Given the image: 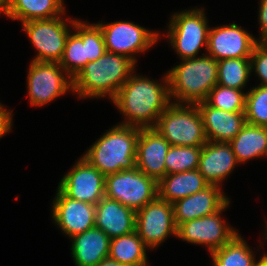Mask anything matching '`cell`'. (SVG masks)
<instances>
[{
    "label": "cell",
    "instance_id": "obj_1",
    "mask_svg": "<svg viewBox=\"0 0 267 266\" xmlns=\"http://www.w3.org/2000/svg\"><path fill=\"white\" fill-rule=\"evenodd\" d=\"M112 102L125 116L120 124L154 128L162 112L172 103L168 74L158 83L132 73Z\"/></svg>",
    "mask_w": 267,
    "mask_h": 266
},
{
    "label": "cell",
    "instance_id": "obj_2",
    "mask_svg": "<svg viewBox=\"0 0 267 266\" xmlns=\"http://www.w3.org/2000/svg\"><path fill=\"white\" fill-rule=\"evenodd\" d=\"M136 63L125 55L105 52L96 61L88 62L73 78V92L79 98H101L111 101L134 73Z\"/></svg>",
    "mask_w": 267,
    "mask_h": 266
},
{
    "label": "cell",
    "instance_id": "obj_3",
    "mask_svg": "<svg viewBox=\"0 0 267 266\" xmlns=\"http://www.w3.org/2000/svg\"><path fill=\"white\" fill-rule=\"evenodd\" d=\"M140 129L130 125H114L82 157L105 176L134 169Z\"/></svg>",
    "mask_w": 267,
    "mask_h": 266
},
{
    "label": "cell",
    "instance_id": "obj_4",
    "mask_svg": "<svg viewBox=\"0 0 267 266\" xmlns=\"http://www.w3.org/2000/svg\"><path fill=\"white\" fill-rule=\"evenodd\" d=\"M181 61L167 72L170 97L176 100L172 102L197 104L206 101L210 90L217 84L218 61L206 53Z\"/></svg>",
    "mask_w": 267,
    "mask_h": 266
},
{
    "label": "cell",
    "instance_id": "obj_5",
    "mask_svg": "<svg viewBox=\"0 0 267 266\" xmlns=\"http://www.w3.org/2000/svg\"><path fill=\"white\" fill-rule=\"evenodd\" d=\"M154 128L173 146H203L207 142L196 104L172 102L162 112Z\"/></svg>",
    "mask_w": 267,
    "mask_h": 266
},
{
    "label": "cell",
    "instance_id": "obj_6",
    "mask_svg": "<svg viewBox=\"0 0 267 266\" xmlns=\"http://www.w3.org/2000/svg\"><path fill=\"white\" fill-rule=\"evenodd\" d=\"M204 13L203 8H195L171 16L166 34L172 48L182 60L198 57L201 47L207 50L210 27Z\"/></svg>",
    "mask_w": 267,
    "mask_h": 266
},
{
    "label": "cell",
    "instance_id": "obj_7",
    "mask_svg": "<svg viewBox=\"0 0 267 266\" xmlns=\"http://www.w3.org/2000/svg\"><path fill=\"white\" fill-rule=\"evenodd\" d=\"M105 197L135 212L158 197V182L137 167L105 176Z\"/></svg>",
    "mask_w": 267,
    "mask_h": 266
},
{
    "label": "cell",
    "instance_id": "obj_8",
    "mask_svg": "<svg viewBox=\"0 0 267 266\" xmlns=\"http://www.w3.org/2000/svg\"><path fill=\"white\" fill-rule=\"evenodd\" d=\"M64 71L58 62L32 61L27 74L29 103L40 107L73 90V78Z\"/></svg>",
    "mask_w": 267,
    "mask_h": 266
},
{
    "label": "cell",
    "instance_id": "obj_9",
    "mask_svg": "<svg viewBox=\"0 0 267 266\" xmlns=\"http://www.w3.org/2000/svg\"><path fill=\"white\" fill-rule=\"evenodd\" d=\"M69 21L75 19H68L66 22L59 16L22 23V28L38 53L32 61L60 62L71 30L67 24Z\"/></svg>",
    "mask_w": 267,
    "mask_h": 266
},
{
    "label": "cell",
    "instance_id": "obj_10",
    "mask_svg": "<svg viewBox=\"0 0 267 266\" xmlns=\"http://www.w3.org/2000/svg\"><path fill=\"white\" fill-rule=\"evenodd\" d=\"M103 34L106 51L110 53L125 55L135 63L134 55L149 50L156 44L159 32L134 24L130 21H115L111 23H96Z\"/></svg>",
    "mask_w": 267,
    "mask_h": 266
},
{
    "label": "cell",
    "instance_id": "obj_11",
    "mask_svg": "<svg viewBox=\"0 0 267 266\" xmlns=\"http://www.w3.org/2000/svg\"><path fill=\"white\" fill-rule=\"evenodd\" d=\"M135 230L148 249L158 247L168 236H177L173 206L159 197L136 212Z\"/></svg>",
    "mask_w": 267,
    "mask_h": 266
},
{
    "label": "cell",
    "instance_id": "obj_12",
    "mask_svg": "<svg viewBox=\"0 0 267 266\" xmlns=\"http://www.w3.org/2000/svg\"><path fill=\"white\" fill-rule=\"evenodd\" d=\"M229 203L230 201L212 215L181 223L177 227L176 237L192 244L205 245L210 254L223 247L238 233L220 217Z\"/></svg>",
    "mask_w": 267,
    "mask_h": 266
},
{
    "label": "cell",
    "instance_id": "obj_13",
    "mask_svg": "<svg viewBox=\"0 0 267 266\" xmlns=\"http://www.w3.org/2000/svg\"><path fill=\"white\" fill-rule=\"evenodd\" d=\"M58 188L69 198L96 205L105 196V175L81 157Z\"/></svg>",
    "mask_w": 267,
    "mask_h": 266
},
{
    "label": "cell",
    "instance_id": "obj_14",
    "mask_svg": "<svg viewBox=\"0 0 267 266\" xmlns=\"http://www.w3.org/2000/svg\"><path fill=\"white\" fill-rule=\"evenodd\" d=\"M258 40L233 23L209 28L207 55L214 59L250 58Z\"/></svg>",
    "mask_w": 267,
    "mask_h": 266
},
{
    "label": "cell",
    "instance_id": "obj_15",
    "mask_svg": "<svg viewBox=\"0 0 267 266\" xmlns=\"http://www.w3.org/2000/svg\"><path fill=\"white\" fill-rule=\"evenodd\" d=\"M52 204V218L68 237L95 227L96 207L66 196L59 188Z\"/></svg>",
    "mask_w": 267,
    "mask_h": 266
},
{
    "label": "cell",
    "instance_id": "obj_16",
    "mask_svg": "<svg viewBox=\"0 0 267 266\" xmlns=\"http://www.w3.org/2000/svg\"><path fill=\"white\" fill-rule=\"evenodd\" d=\"M169 142L155 128H141L137 139L136 167L159 182L166 175Z\"/></svg>",
    "mask_w": 267,
    "mask_h": 266
},
{
    "label": "cell",
    "instance_id": "obj_17",
    "mask_svg": "<svg viewBox=\"0 0 267 266\" xmlns=\"http://www.w3.org/2000/svg\"><path fill=\"white\" fill-rule=\"evenodd\" d=\"M228 201L229 198L221 192V187L209 185L204 190L172 204L175 224L178 227L181 223L212 215Z\"/></svg>",
    "mask_w": 267,
    "mask_h": 266
},
{
    "label": "cell",
    "instance_id": "obj_18",
    "mask_svg": "<svg viewBox=\"0 0 267 266\" xmlns=\"http://www.w3.org/2000/svg\"><path fill=\"white\" fill-rule=\"evenodd\" d=\"M237 164L230 143L207 141L202 146L198 170L209 185L221 187Z\"/></svg>",
    "mask_w": 267,
    "mask_h": 266
},
{
    "label": "cell",
    "instance_id": "obj_19",
    "mask_svg": "<svg viewBox=\"0 0 267 266\" xmlns=\"http://www.w3.org/2000/svg\"><path fill=\"white\" fill-rule=\"evenodd\" d=\"M196 105L202 116L207 141L229 143L246 124L245 112L224 111L206 101Z\"/></svg>",
    "mask_w": 267,
    "mask_h": 266
},
{
    "label": "cell",
    "instance_id": "obj_20",
    "mask_svg": "<svg viewBox=\"0 0 267 266\" xmlns=\"http://www.w3.org/2000/svg\"><path fill=\"white\" fill-rule=\"evenodd\" d=\"M95 207V227L110 238L135 231L136 212L128 206L104 196Z\"/></svg>",
    "mask_w": 267,
    "mask_h": 266
},
{
    "label": "cell",
    "instance_id": "obj_21",
    "mask_svg": "<svg viewBox=\"0 0 267 266\" xmlns=\"http://www.w3.org/2000/svg\"><path fill=\"white\" fill-rule=\"evenodd\" d=\"M76 266H96L109 256L110 237L97 227L70 238Z\"/></svg>",
    "mask_w": 267,
    "mask_h": 266
},
{
    "label": "cell",
    "instance_id": "obj_22",
    "mask_svg": "<svg viewBox=\"0 0 267 266\" xmlns=\"http://www.w3.org/2000/svg\"><path fill=\"white\" fill-rule=\"evenodd\" d=\"M209 184L198 169L165 175L158 182V197L170 204L204 190Z\"/></svg>",
    "mask_w": 267,
    "mask_h": 266
},
{
    "label": "cell",
    "instance_id": "obj_23",
    "mask_svg": "<svg viewBox=\"0 0 267 266\" xmlns=\"http://www.w3.org/2000/svg\"><path fill=\"white\" fill-rule=\"evenodd\" d=\"M63 0H8L0 14L25 23L51 19L65 13Z\"/></svg>",
    "mask_w": 267,
    "mask_h": 266
},
{
    "label": "cell",
    "instance_id": "obj_24",
    "mask_svg": "<svg viewBox=\"0 0 267 266\" xmlns=\"http://www.w3.org/2000/svg\"><path fill=\"white\" fill-rule=\"evenodd\" d=\"M239 164L267 156V127L246 123L229 142Z\"/></svg>",
    "mask_w": 267,
    "mask_h": 266
},
{
    "label": "cell",
    "instance_id": "obj_25",
    "mask_svg": "<svg viewBox=\"0 0 267 266\" xmlns=\"http://www.w3.org/2000/svg\"><path fill=\"white\" fill-rule=\"evenodd\" d=\"M146 248L135 230L111 238L108 257L126 266H148Z\"/></svg>",
    "mask_w": 267,
    "mask_h": 266
},
{
    "label": "cell",
    "instance_id": "obj_26",
    "mask_svg": "<svg viewBox=\"0 0 267 266\" xmlns=\"http://www.w3.org/2000/svg\"><path fill=\"white\" fill-rule=\"evenodd\" d=\"M213 266H258L253 251L237 233L227 244L211 254Z\"/></svg>",
    "mask_w": 267,
    "mask_h": 266
},
{
    "label": "cell",
    "instance_id": "obj_27",
    "mask_svg": "<svg viewBox=\"0 0 267 266\" xmlns=\"http://www.w3.org/2000/svg\"><path fill=\"white\" fill-rule=\"evenodd\" d=\"M250 58H229L218 60L217 84L242 90L249 80Z\"/></svg>",
    "mask_w": 267,
    "mask_h": 266
},
{
    "label": "cell",
    "instance_id": "obj_28",
    "mask_svg": "<svg viewBox=\"0 0 267 266\" xmlns=\"http://www.w3.org/2000/svg\"><path fill=\"white\" fill-rule=\"evenodd\" d=\"M202 146L171 145L165 157L166 175L198 169Z\"/></svg>",
    "mask_w": 267,
    "mask_h": 266
},
{
    "label": "cell",
    "instance_id": "obj_29",
    "mask_svg": "<svg viewBox=\"0 0 267 266\" xmlns=\"http://www.w3.org/2000/svg\"><path fill=\"white\" fill-rule=\"evenodd\" d=\"M69 23L85 45L87 63L96 61L106 52L103 34L97 24H89L76 19Z\"/></svg>",
    "mask_w": 267,
    "mask_h": 266
},
{
    "label": "cell",
    "instance_id": "obj_30",
    "mask_svg": "<svg viewBox=\"0 0 267 266\" xmlns=\"http://www.w3.org/2000/svg\"><path fill=\"white\" fill-rule=\"evenodd\" d=\"M206 102L210 106L224 111L245 112L246 93L216 84L210 90Z\"/></svg>",
    "mask_w": 267,
    "mask_h": 266
},
{
    "label": "cell",
    "instance_id": "obj_31",
    "mask_svg": "<svg viewBox=\"0 0 267 266\" xmlns=\"http://www.w3.org/2000/svg\"><path fill=\"white\" fill-rule=\"evenodd\" d=\"M246 123L267 127V86L258 85L246 93Z\"/></svg>",
    "mask_w": 267,
    "mask_h": 266
},
{
    "label": "cell",
    "instance_id": "obj_32",
    "mask_svg": "<svg viewBox=\"0 0 267 266\" xmlns=\"http://www.w3.org/2000/svg\"><path fill=\"white\" fill-rule=\"evenodd\" d=\"M59 64L72 78L87 64L85 45L75 32L68 35Z\"/></svg>",
    "mask_w": 267,
    "mask_h": 266
},
{
    "label": "cell",
    "instance_id": "obj_33",
    "mask_svg": "<svg viewBox=\"0 0 267 266\" xmlns=\"http://www.w3.org/2000/svg\"><path fill=\"white\" fill-rule=\"evenodd\" d=\"M251 71L260 78V84L267 86V50L258 43L255 45L250 56Z\"/></svg>",
    "mask_w": 267,
    "mask_h": 266
},
{
    "label": "cell",
    "instance_id": "obj_34",
    "mask_svg": "<svg viewBox=\"0 0 267 266\" xmlns=\"http://www.w3.org/2000/svg\"><path fill=\"white\" fill-rule=\"evenodd\" d=\"M12 110L0 107V138L9 133L12 129Z\"/></svg>",
    "mask_w": 267,
    "mask_h": 266
},
{
    "label": "cell",
    "instance_id": "obj_35",
    "mask_svg": "<svg viewBox=\"0 0 267 266\" xmlns=\"http://www.w3.org/2000/svg\"><path fill=\"white\" fill-rule=\"evenodd\" d=\"M259 15H258V22L260 27V34L263 35L267 32V0H260L259 3Z\"/></svg>",
    "mask_w": 267,
    "mask_h": 266
},
{
    "label": "cell",
    "instance_id": "obj_36",
    "mask_svg": "<svg viewBox=\"0 0 267 266\" xmlns=\"http://www.w3.org/2000/svg\"><path fill=\"white\" fill-rule=\"evenodd\" d=\"M96 266H126V265L120 264L116 260H113V259L107 257L104 260H102L101 262H99Z\"/></svg>",
    "mask_w": 267,
    "mask_h": 266
},
{
    "label": "cell",
    "instance_id": "obj_37",
    "mask_svg": "<svg viewBox=\"0 0 267 266\" xmlns=\"http://www.w3.org/2000/svg\"><path fill=\"white\" fill-rule=\"evenodd\" d=\"M258 40V44L267 50V32L260 36Z\"/></svg>",
    "mask_w": 267,
    "mask_h": 266
},
{
    "label": "cell",
    "instance_id": "obj_38",
    "mask_svg": "<svg viewBox=\"0 0 267 266\" xmlns=\"http://www.w3.org/2000/svg\"><path fill=\"white\" fill-rule=\"evenodd\" d=\"M258 266H267V253H264L262 257H260Z\"/></svg>",
    "mask_w": 267,
    "mask_h": 266
},
{
    "label": "cell",
    "instance_id": "obj_39",
    "mask_svg": "<svg viewBox=\"0 0 267 266\" xmlns=\"http://www.w3.org/2000/svg\"><path fill=\"white\" fill-rule=\"evenodd\" d=\"M7 2H8V0H0V12L5 7V5H6Z\"/></svg>",
    "mask_w": 267,
    "mask_h": 266
},
{
    "label": "cell",
    "instance_id": "obj_40",
    "mask_svg": "<svg viewBox=\"0 0 267 266\" xmlns=\"http://www.w3.org/2000/svg\"><path fill=\"white\" fill-rule=\"evenodd\" d=\"M265 222H266V223H265V224H266V230H265V232H266V233H265V236H266V237H265V239H267V221H265Z\"/></svg>",
    "mask_w": 267,
    "mask_h": 266
}]
</instances>
